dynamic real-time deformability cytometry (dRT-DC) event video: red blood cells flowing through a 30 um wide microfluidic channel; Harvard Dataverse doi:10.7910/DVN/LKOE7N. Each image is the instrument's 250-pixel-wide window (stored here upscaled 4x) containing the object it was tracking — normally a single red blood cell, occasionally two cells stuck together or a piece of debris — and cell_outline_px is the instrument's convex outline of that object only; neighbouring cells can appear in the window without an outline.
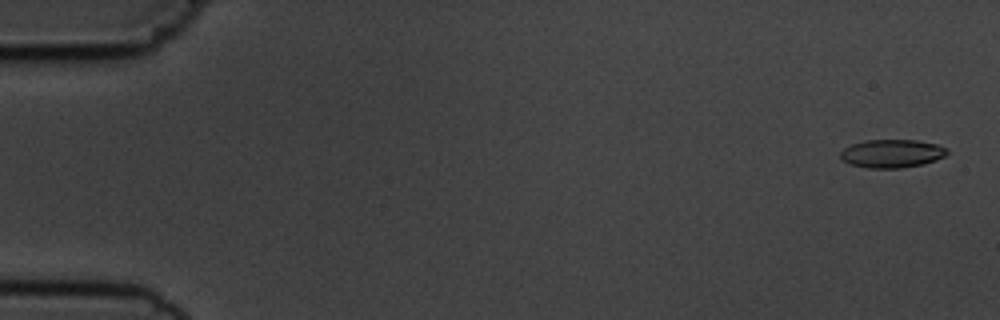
{"species": "common noctule bat (a hibernating species)", "species_latin": "Nyctalus noctula", "temperature_condition": "cold", "stored_images_in_passage": 10, "camera_frame_rate_fps": 3000, "um_per_image_px": 0.085, "animal": {"sex": "male", "body_mass_g": 19.5, "forearm_length_mm": 54.6}, "frame": {"image": 1, "passage_image": 1, "time_ms": 0.0, "image_size_px": [1000, 320], "cell_outline_px": [[948, 152], [944, 156], [936, 160], [924, 164], [900, 168], [868, 168], [848, 164], [840, 156], [840, 152], [844, 148], [852, 144], [868, 140], [916, 140], [936, 144], [948, 148]], "centroid_in_image_um": [75.82, 13.05], "position_along_channel_um": 9.2, "area_um2": 17.57}}
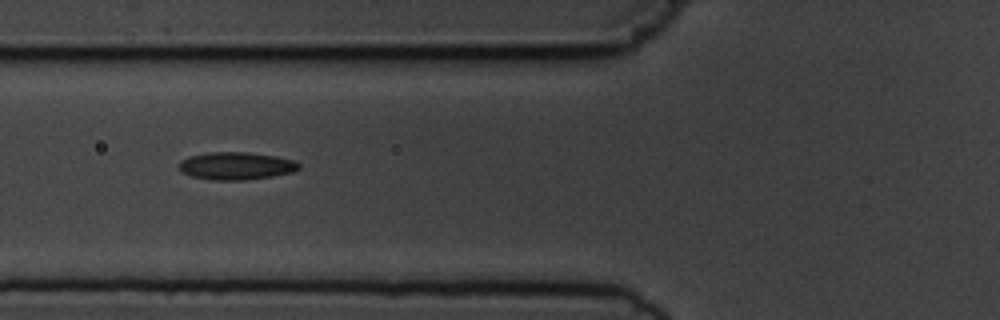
{"frame": {"image": 2, "passage_image": 6, "time_ms": 6.333, "image_size_px": [1000, 320], "cell_outline_px": [[300, 168], [292, 172], [272, 176], [244, 180], [212, 180], [192, 176], [180, 172], [180, 160], [188, 156], [208, 152], [248, 152], [276, 156], [296, 160], [300, 164]], "centroid_in_image_um": [20.07, 14.09], "position_along_channel_um": 105.7, "area_um2": 19.42}}
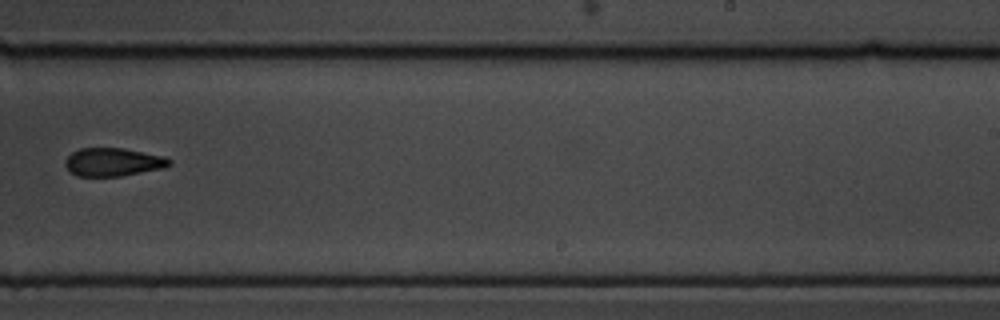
{"frame": {"image": 3, "passage_image": 10, "time_ms": 11.0, "image_size_px": [1000, 320], "cell_outline_px": [[172, 164], [164, 168], [120, 176], [76, 176], [64, 164], [64, 160], [72, 152], [80, 148], [124, 148], [164, 156], [172, 160]], "centroid_in_image_um": [9.63, 13.77], "position_along_channel_um": 279.4, "area_um2": 17.17}}